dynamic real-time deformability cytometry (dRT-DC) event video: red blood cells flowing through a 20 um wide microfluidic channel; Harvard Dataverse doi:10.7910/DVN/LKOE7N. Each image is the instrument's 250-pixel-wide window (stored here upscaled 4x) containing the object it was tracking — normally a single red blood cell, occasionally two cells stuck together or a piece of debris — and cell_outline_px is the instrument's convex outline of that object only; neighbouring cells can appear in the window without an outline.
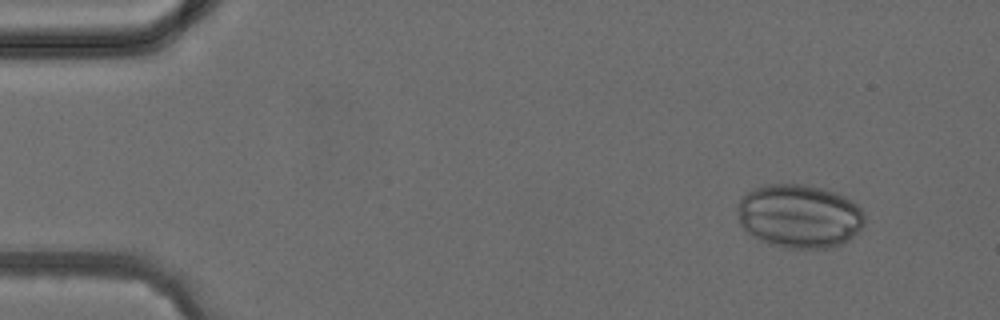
{"species": "common noctule bat (a hibernating species)", "species_latin": "Nyctalus noctula", "temperature_condition": "cold", "stored_images_in_passage": 4, "camera_frame_rate_fps": 3000, "um_per_image_px": 0.085, "animal": {"sex": "female", "body_mass_g": 24.6, "forearm_length_mm": 56.2}, "frame": {"image": 1, "passage_image": 1, "time_ms": 0.0, "image_size_px": [1000, 320], "cell_outline_px": [[864, 224], [848, 240], [840, 244], [828, 248], [788, 248], [772, 244], [760, 240], [748, 232], [740, 224], [736, 208], [736, 204], [752, 188], [768, 184], [804, 184], [824, 188], [836, 192], [852, 200], [860, 208], [864, 216]], "centroid_in_image_um": [67.92, 18.35], "position_along_channel_um": 17.1, "area_um2": 47.16}}